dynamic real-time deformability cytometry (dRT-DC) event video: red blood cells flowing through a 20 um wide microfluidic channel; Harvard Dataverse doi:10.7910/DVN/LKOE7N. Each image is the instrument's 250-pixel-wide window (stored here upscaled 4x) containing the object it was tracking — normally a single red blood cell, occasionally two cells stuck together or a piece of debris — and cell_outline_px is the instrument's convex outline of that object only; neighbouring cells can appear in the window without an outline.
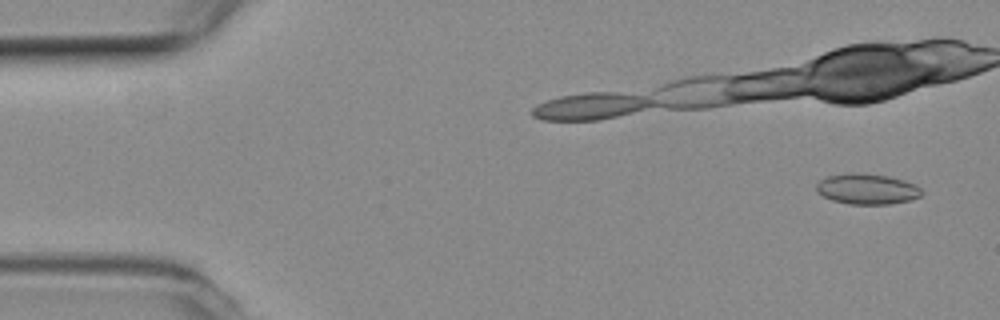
{"species": "common noctule bat (a hibernating species)", "species_latin": "Nyctalus noctula", "temperature_condition": "room temperature", "stored_images_in_passage": 15, "camera_frame_rate_fps": 3000, "um_per_image_px": 0.085, "animal": {"sex": "female", "body_mass_g": 19.3, "forearm_length_mm": 54.1}, "frame": {"image": 1, "passage_image": 1, "time_ms": 0.0, "image_size_px": [1000, 320], "cell_outline_px": [[924, 192], [920, 196], [908, 200], [888, 204], [848, 204], [832, 200], [816, 192], [816, 184], [820, 180], [828, 176], [856, 172], [888, 176], [904, 180], [916, 184]], "centroid_in_image_um": [73.7, 16.06], "position_along_channel_um": 11.3, "area_um2": 18.73}}